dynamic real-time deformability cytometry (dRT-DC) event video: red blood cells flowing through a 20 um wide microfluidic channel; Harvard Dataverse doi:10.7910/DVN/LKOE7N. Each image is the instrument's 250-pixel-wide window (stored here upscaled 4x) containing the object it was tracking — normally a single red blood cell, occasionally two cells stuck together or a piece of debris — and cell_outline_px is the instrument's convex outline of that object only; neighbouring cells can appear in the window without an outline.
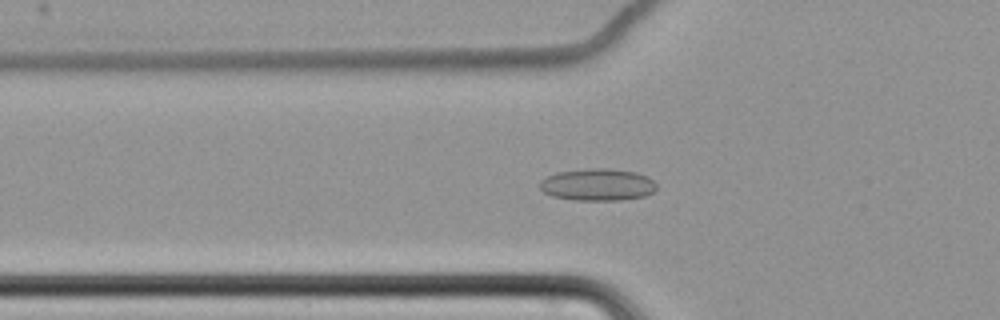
{"species": "common noctule bat (a hibernating species)", "species_latin": "Nyctalus noctula", "temperature_condition": "cold", "stored_images_in_passage": 65, "camera_frame_rate_fps": 3000, "um_per_image_px": 0.085, "animal": {"sex": "female", "body_mass_g": 22.7, "forearm_length_mm": 54.2}, "frame": {"image": 1, "passage_image": 26, "time_ms": 8.333, "image_size_px": [1000, 320], "cell_outline_px": [[656, 188], [652, 192], [644, 196], [620, 200], [572, 200], [552, 196], [544, 192], [540, 188], [540, 180], [556, 172], [592, 168], [608, 168], [636, 172], [648, 176], [656, 184]], "centroid_in_image_um": [50.79, 15.69], "position_along_channel_um": 75.0, "area_um2": 21.85}}
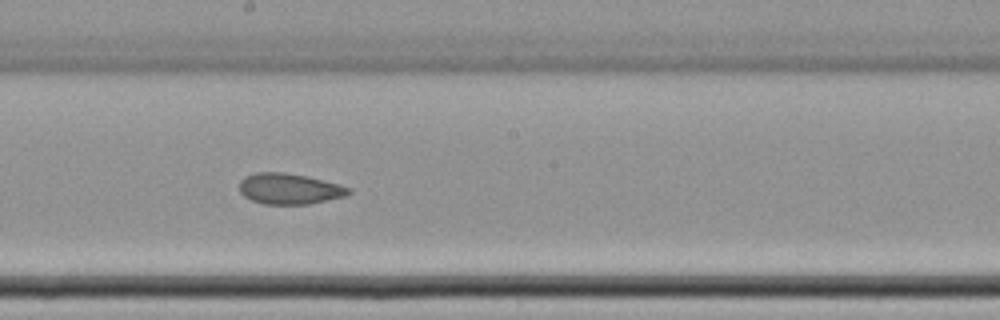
{"frame": {"image": 2, "passage_image": 39, "time_ms": 12.667, "image_size_px": [1000, 320], "cell_outline_px": [[352, 192], [344, 196], [308, 204], [264, 204], [252, 200], [244, 196], [240, 192], [240, 180], [244, 176], [256, 172], [284, 172], [308, 176], [340, 184], [352, 188]], "centroid_in_image_um": [24.6, 16.03], "position_along_channel_um": 223.6, "area_um2": 19.71}}
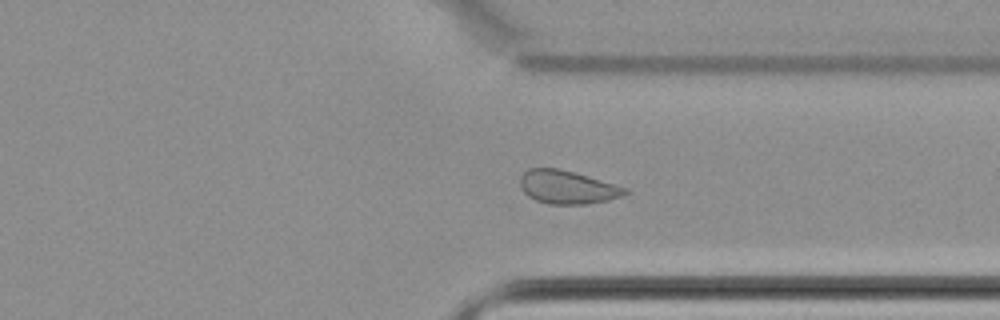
{"frame": {"image": 3, "passage_image": 51, "time_ms": 16.667, "image_size_px": [1000, 320], "cell_outline_px": [[628, 192], [620, 196], [608, 200], [584, 204], [548, 204], [536, 200], [528, 196], [520, 188], [520, 176], [528, 168], [556, 168], [572, 172], [628, 188]], "centroid_in_image_um": [48.17, 15.91], "position_along_channel_um": 363.2, "area_um2": 20.11}, "authors_computed_cell_mechanics": {"area_um2": 21.9062, "velocity_mm_per_s": 3.471, "shape_relaxation_time_tau1_ms": null, "shape_relaxation_time_tau2_ms": 2.4287, "deformation_change_tau1": null, "deformation_change_tau2": 0.0668}}